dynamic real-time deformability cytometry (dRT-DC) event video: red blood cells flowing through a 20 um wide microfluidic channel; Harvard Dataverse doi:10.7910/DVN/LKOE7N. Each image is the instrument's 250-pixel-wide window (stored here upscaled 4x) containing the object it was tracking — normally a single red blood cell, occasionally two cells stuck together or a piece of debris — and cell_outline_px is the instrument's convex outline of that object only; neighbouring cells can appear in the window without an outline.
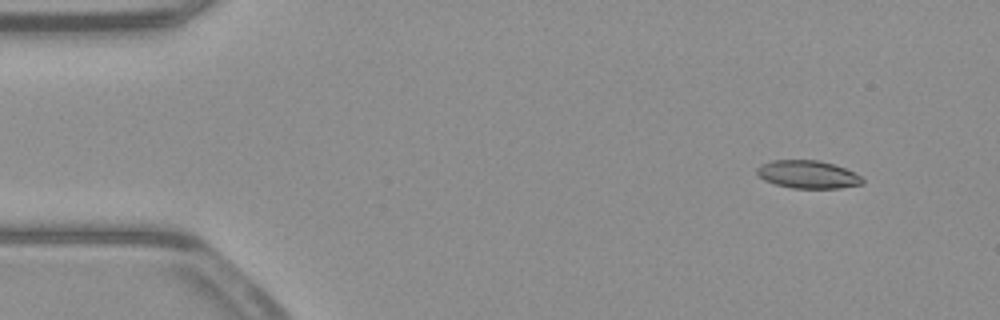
{"species": "common noctule bat (a hibernating species)", "species_latin": "Nyctalus noctula", "temperature_condition": "warm", "stored_images_in_passage": 52, "camera_frame_rate_fps": 3000, "um_per_image_px": 0.085, "animal": {"sex": "male", "body_mass_g": 23.1, "forearm_length_mm": 52.7}, "frame": {"image": 1, "passage_image": 5, "time_ms": 1.333, "image_size_px": [1000, 320], "cell_outline_px": [[864, 184], [840, 188], [792, 188], [776, 184], [764, 180], [756, 172], [756, 168], [760, 164], [772, 160], [820, 160], [856, 172], [864, 180]], "centroid_in_image_um": [68.67, 14.82], "position_along_channel_um": 16.3, "area_um2": 17.22}}
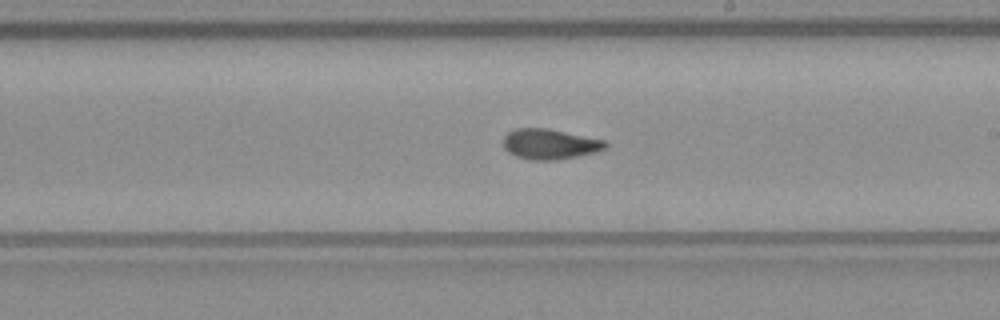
{"frame": {"image": 2, "passage_image": 30, "time_ms": 9.667, "image_size_px": [1000, 320], "cell_outline_px": [[608, 148], [596, 152], [580, 156], [556, 160], [532, 160], [516, 156], [508, 152], [504, 148], [504, 136], [508, 132], [516, 128], [548, 128], [604, 140], [608, 144]], "centroid_in_image_um": [46.75, 12.25], "position_along_channel_um": 242.2, "area_um2": 18.15}}
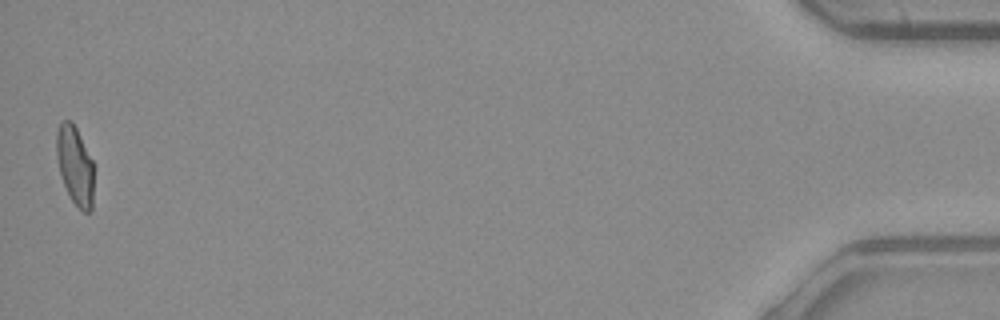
{"frame": {"image": 3, "passage_image": 52, "time_ms": 17.0, "image_size_px": [1000, 320], "cell_outline_px": [[92, 212], [84, 212], [72, 200], [60, 176], [56, 156], [56, 132], [60, 124], [64, 120], [72, 120], [92, 160]], "centroid_in_image_um": [6.35, 14.04], "position_along_channel_um": 428.9, "area_um2": 16.82}, "authors_computed_cell_mechanics": {"area_um2": 17.6001, "velocity_mm_per_s": 3.947, "shape_relaxation_time_tau1_ms": null, "shape_relaxation_time_tau2_ms": 2.0491, "deformation_change_tau1": null, "deformation_change_tau2": 0.0878}}